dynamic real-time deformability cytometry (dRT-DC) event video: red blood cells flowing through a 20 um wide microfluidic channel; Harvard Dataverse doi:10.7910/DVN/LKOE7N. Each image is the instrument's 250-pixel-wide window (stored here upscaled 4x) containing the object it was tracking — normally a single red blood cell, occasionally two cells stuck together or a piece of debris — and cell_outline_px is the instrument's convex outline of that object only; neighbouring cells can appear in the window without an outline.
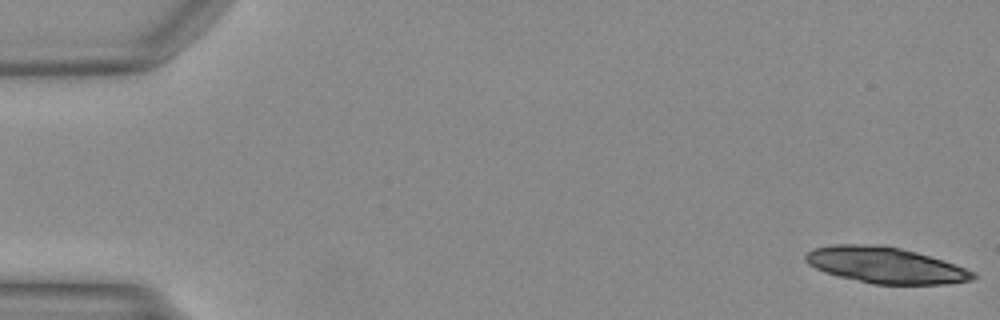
{"species": "Egyptian fruit bat (a non-hibernating species)", "species_latin": "Rousettus aegyptiacus", "temperature_condition": "warm", "stored_images_in_passage": 12, "camera_frame_rate_fps": 3000, "um_per_image_px": 0.085, "animal": {"sex": "female"}, "frame": {"image": 1, "passage_image": 1, "time_ms": 0.0, "image_size_px": [1000, 320], "cell_outline_px": [[976, 276], [972, 280], [944, 284], [872, 284], [824, 272], [808, 264], [804, 260], [804, 256], [812, 248], [832, 244], [860, 244], [900, 248], [916, 252], [976, 272]], "centroid_in_image_um": [75.21, 22.54], "position_along_channel_um": 9.8, "area_um2": 34.74}}